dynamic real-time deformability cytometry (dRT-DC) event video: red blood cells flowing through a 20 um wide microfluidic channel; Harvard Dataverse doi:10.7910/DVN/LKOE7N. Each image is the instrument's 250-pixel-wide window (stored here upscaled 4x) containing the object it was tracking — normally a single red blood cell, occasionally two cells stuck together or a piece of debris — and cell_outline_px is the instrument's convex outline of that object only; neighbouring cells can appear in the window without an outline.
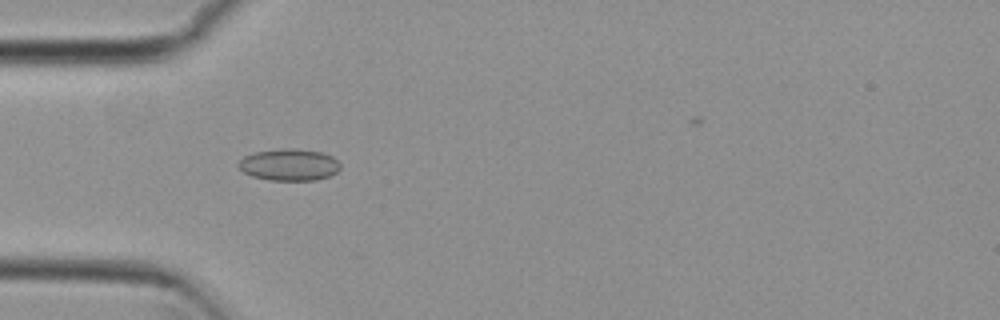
{"species": "common noctule bat (a hibernating species)", "species_latin": "Nyctalus noctula", "temperature_condition": "cold", "stored_images_in_passage": 39, "camera_frame_rate_fps": 3000, "um_per_image_px": 0.085, "animal": {"sex": "female", "body_mass_g": 29.2, "forearm_length_mm": 56.3}, "frame": {"image": 1, "passage_image": 7, "time_ms": 2.0, "image_size_px": [1000, 320], "cell_outline_px": [[340, 168], [336, 172], [328, 176], [316, 180], [268, 180], [252, 176], [244, 172], [236, 164], [244, 156], [256, 152], [280, 148], [296, 148], [320, 152], [332, 156], [340, 164]], "centroid_in_image_um": [24.56, 14.0], "position_along_channel_um": 60.4, "area_um2": 18.84}}
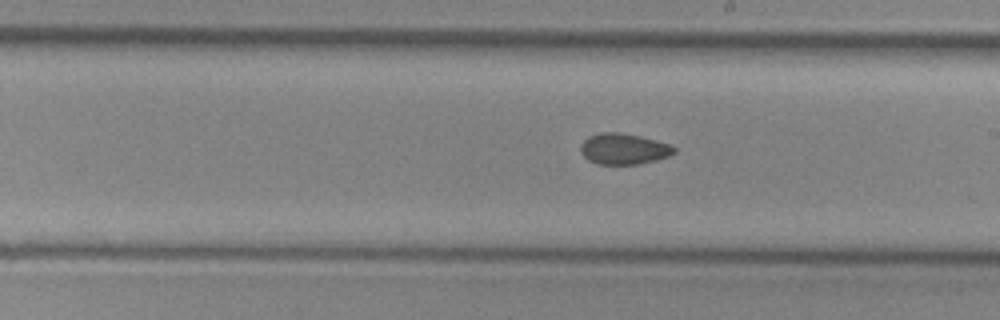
{"frame": {"image": 2, "passage_image": 21, "time_ms": 6.667, "image_size_px": [1000, 320], "cell_outline_px": [[676, 152], [668, 156], [656, 160], [640, 164], [596, 164], [588, 160], [580, 152], [580, 144], [588, 136], [600, 132], [620, 132], [640, 136], [672, 144], [676, 148]], "centroid_in_image_um": [53.01, 12.65], "position_along_channel_um": 236.0, "area_um2": 17.11}}
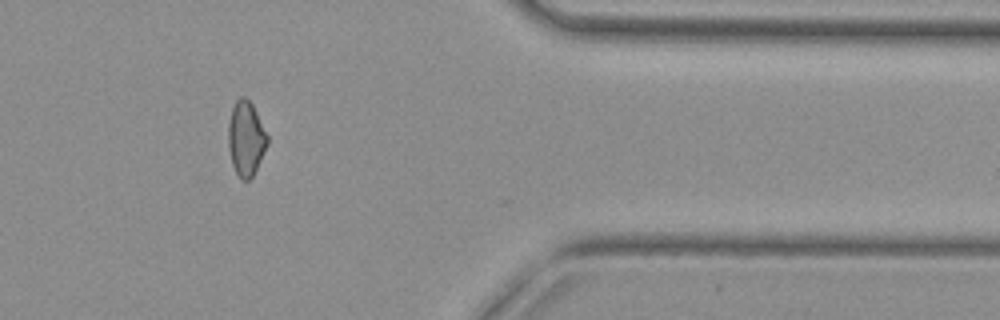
{"frame": {"image": 3, "passage_image": 35, "time_ms": 11.333, "image_size_px": [1000, 320], "cell_outline_px": [[268, 144], [252, 176], [248, 180], [240, 180], [232, 164], [228, 148], [228, 124], [232, 108], [236, 100], [240, 96], [244, 96], [252, 104], [268, 136]], "centroid_in_image_um": [20.89, 11.77], "position_along_channel_um": 390.5, "area_um2": 16.88}, "authors_computed_cell_mechanics": {"area_um2": 17.1088, "velocity_mm_per_s": 3.8114, "shape_relaxation_time_tau1_ms": null, "shape_relaxation_time_tau2_ms": 3.9806, "deformation_change_tau1": null, "deformation_change_tau2": 0.0841}}